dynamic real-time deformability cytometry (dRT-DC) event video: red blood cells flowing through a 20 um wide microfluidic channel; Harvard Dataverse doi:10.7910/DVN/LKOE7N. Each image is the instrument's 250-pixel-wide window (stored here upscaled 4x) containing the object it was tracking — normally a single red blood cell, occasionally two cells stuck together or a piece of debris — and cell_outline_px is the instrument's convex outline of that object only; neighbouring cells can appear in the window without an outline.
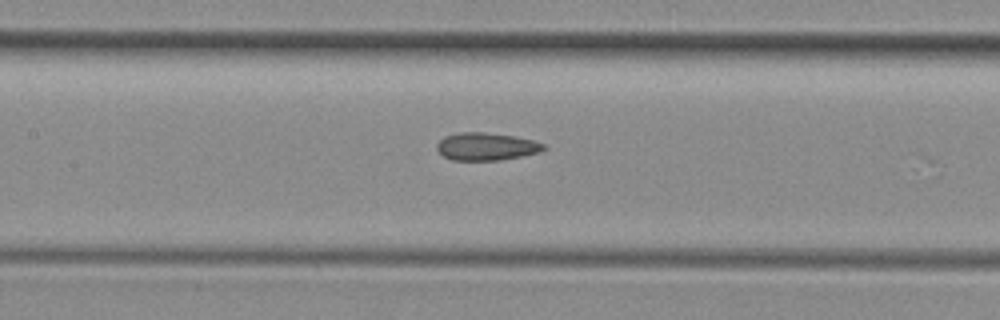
{"species": "common noctule bat (a hibernating species)", "species_latin": "Nyctalus noctula", "temperature_condition": "room temperature", "stored_images_in_passage": 8, "camera_frame_rate_fps": 3000, "um_per_image_px": 0.085, "animal": {"sex": "female", "body_mass_g": 29.2, "forearm_length_mm": 56.3}, "frame": {"image": 1, "passage_image": 6, "time_ms": 1.667, "image_size_px": [1000, 320], "cell_outline_px": [[548, 148], [540, 152], [500, 160], [452, 160], [444, 156], [436, 148], [436, 144], [444, 136], [460, 132], [484, 132], [512, 136], [532, 140], [544, 144]], "centroid_in_image_um": [41.32, 12.45], "position_along_channel_um": 166.1, "area_um2": 17.11}}